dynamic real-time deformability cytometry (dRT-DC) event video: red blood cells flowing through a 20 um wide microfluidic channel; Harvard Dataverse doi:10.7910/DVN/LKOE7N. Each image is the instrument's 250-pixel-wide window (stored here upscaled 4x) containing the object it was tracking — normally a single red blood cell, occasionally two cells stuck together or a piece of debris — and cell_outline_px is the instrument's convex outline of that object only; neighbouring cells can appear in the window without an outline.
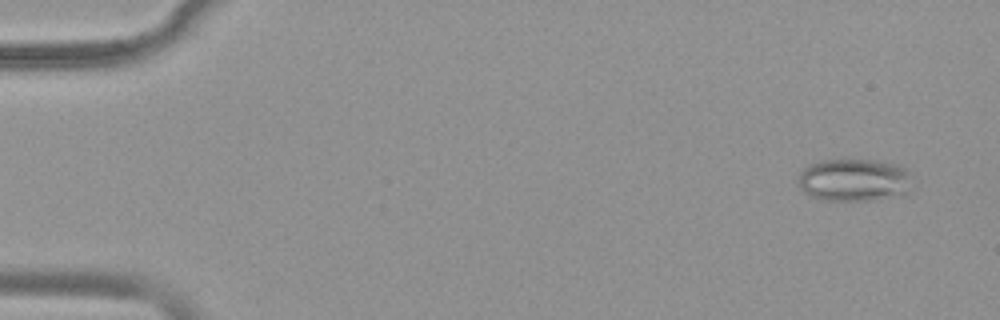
{"species": "common noctule bat (a hibernating species)", "species_latin": "Nyctalus noctula", "temperature_condition": "warm", "stored_images_in_passage": 54, "camera_frame_rate_fps": 3000, "um_per_image_px": 0.085, "animal": {"sex": "female", "body_mass_g": 19.9}, "frame": {"image": 1, "passage_image": 4, "time_ms": 1.0, "image_size_px": [1000, 320], "cell_outline_px": [[912, 188], [908, 196], [872, 200], [820, 200], [808, 196], [800, 188], [796, 180], [800, 172], [808, 164], [824, 160], [876, 160], [896, 164], [904, 168], [908, 172]], "centroid_in_image_um": [72.61, 15.33], "position_along_channel_um": 12.4, "area_um2": 29.02}}
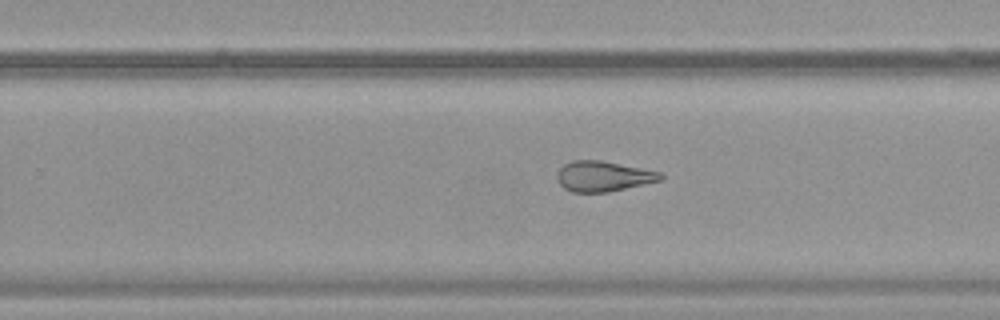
{"frame": {"image": 2, "passage_image": 35, "time_ms": 11.333, "image_size_px": [1000, 320], "cell_outline_px": [[664, 176], [660, 180], [608, 192], [572, 192], [564, 188], [556, 180], [556, 172], [564, 164], [572, 160], [600, 160], [660, 172]], "centroid_in_image_um": [51.21, 14.98], "position_along_channel_um": 278.6, "area_um2": 18.15}}
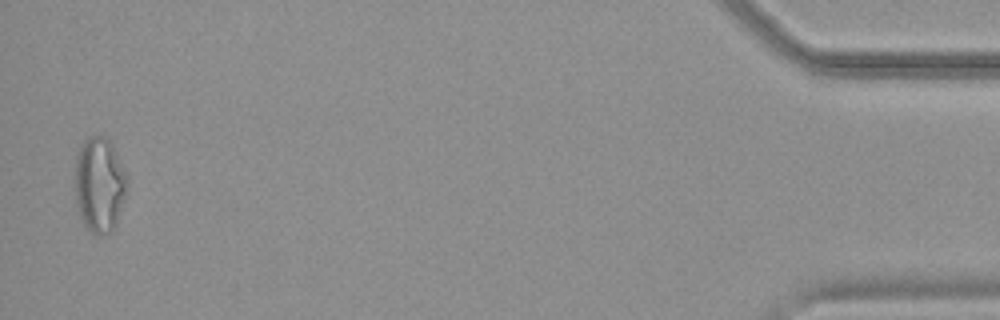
{"frame": {"image": 3, "passage_image": 53, "time_ms": 17.333, "image_size_px": [1000, 320], "cell_outline_px": [[128, 192], [116, 224], [112, 232], [100, 236], [96, 236], [84, 224], [80, 216], [76, 204], [76, 156], [80, 144], [88, 136], [104, 136], [112, 144], [128, 176]], "centroid_in_image_um": [8.49, 15.71], "position_along_channel_um": 426.7, "area_um2": 29.36}, "authors_computed_cell_mechanics": {"area_um2": 23.8425, "velocity_mm_per_s": 3.8556, "shape_relaxation_time_tau1_ms": null, "shape_relaxation_time_tau2_ms": 2.9502, "deformation_change_tau1": null, "deformation_change_tau2": 0.12}}